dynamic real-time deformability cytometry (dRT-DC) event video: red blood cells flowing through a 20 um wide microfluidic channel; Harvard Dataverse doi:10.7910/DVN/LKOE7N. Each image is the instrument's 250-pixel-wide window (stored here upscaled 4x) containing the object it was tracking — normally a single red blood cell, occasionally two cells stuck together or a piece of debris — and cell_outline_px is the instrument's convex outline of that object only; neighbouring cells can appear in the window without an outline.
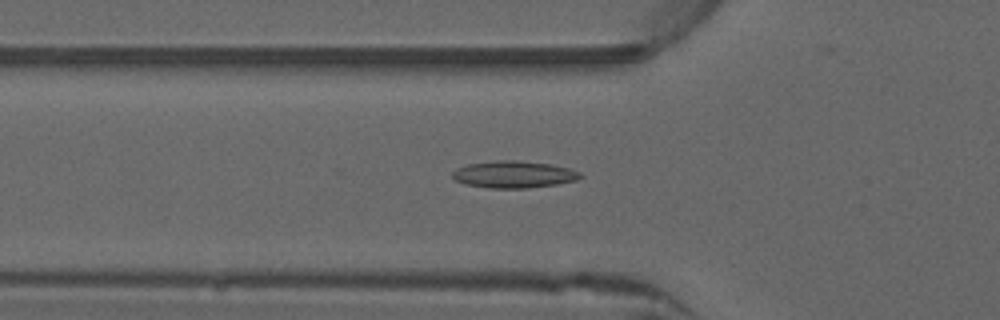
{"species": "common noctule bat (a hibernating species)", "species_latin": "Nyctalus noctula", "temperature_condition": "warm", "stored_images_in_passage": 41, "camera_frame_rate_fps": 3000, "um_per_image_px": 0.085, "animal": {"sex": "male", "forearm_length_mm": 52.5}, "frame": {"image": 1, "passage_image": 7, "time_ms": 2.0, "image_size_px": [1000, 320], "cell_outline_px": [[584, 176], [576, 180], [556, 184], [528, 188], [488, 188], [464, 184], [456, 180], [452, 176], [452, 172], [468, 164], [496, 160], [516, 160], [552, 164], [568, 168], [580, 172]], "centroid_in_image_um": [43.69, 14.83], "position_along_channel_um": 82.1, "area_um2": 20.06}}
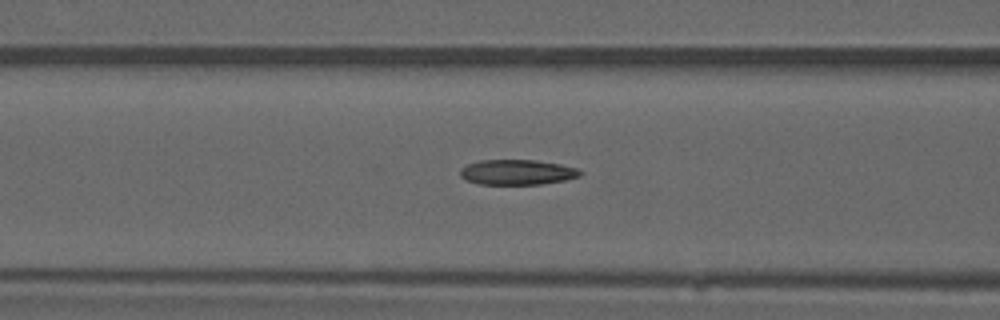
{"frame": {"image": 2, "passage_image": 10, "time_ms": 3.0, "image_size_px": [1000, 320], "cell_outline_px": [[584, 172], [580, 176], [564, 180], [540, 184], [480, 184], [464, 180], [460, 176], [460, 168], [468, 164], [480, 160], [536, 160], [560, 164], [576, 168]], "centroid_in_image_um": [43.94, 14.63], "position_along_channel_um": 122.7, "area_um2": 17.63}}
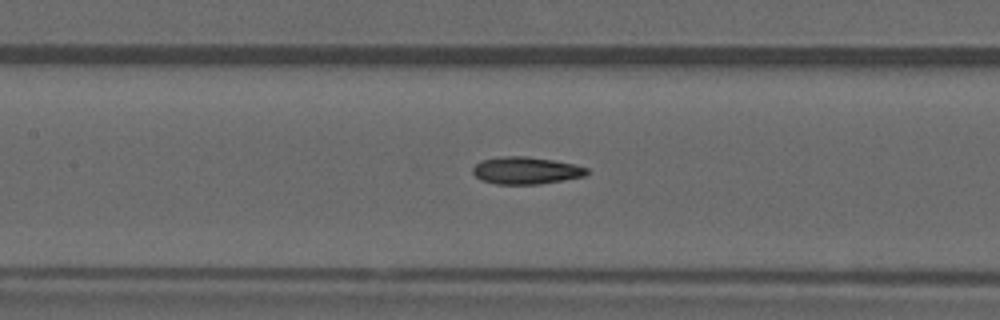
{"frame": {"image": 3, "passage_image": 13, "time_ms": 4.0, "image_size_px": [1000, 320], "cell_outline_px": [[588, 172], [584, 176], [564, 180], [540, 184], [496, 184], [480, 180], [472, 172], [472, 168], [480, 160], [504, 156], [524, 156], [552, 160], [572, 164], [588, 168]], "centroid_in_image_um": [44.67, 14.5], "position_along_channel_um": 162.7, "area_um2": 18.03}, "authors_computed_cell_mechanics": {"area_um2": 17.6868, "velocity_mm_per_s": 3.9893, "shape_relaxation_time_tau1_ms": null, "shape_relaxation_time_tau2_ms": 2.9264, "deformation_change_tau1": null, "deformation_change_tau2": 0.1055}}